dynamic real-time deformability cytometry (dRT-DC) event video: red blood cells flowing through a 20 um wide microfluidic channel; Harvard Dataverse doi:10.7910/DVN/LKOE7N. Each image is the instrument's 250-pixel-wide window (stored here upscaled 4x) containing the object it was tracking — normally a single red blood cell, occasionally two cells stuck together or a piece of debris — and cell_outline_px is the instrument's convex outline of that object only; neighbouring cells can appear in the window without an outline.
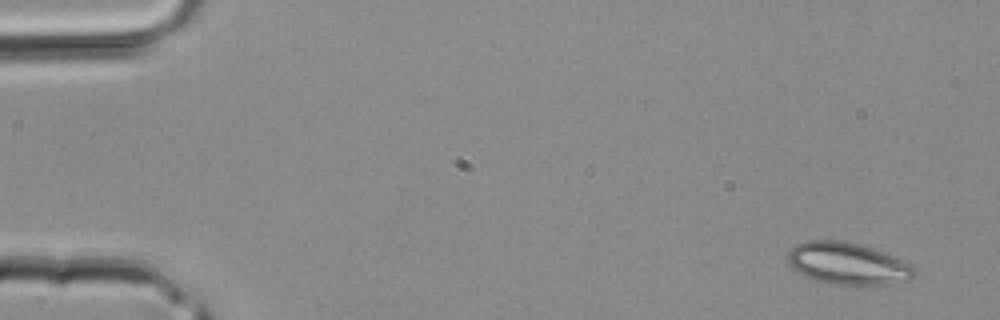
{"species": "common noctule bat (a hibernating species)", "species_latin": "Nyctalus noctula", "temperature_condition": "room temperature", "stored_images_in_passage": 3, "camera_frame_rate_fps": 3000, "um_per_image_px": 0.085, "animal": {"sex": "male", "body_mass_g": 20.4}, "frame": {"image": 1, "passage_image": 1, "time_ms": 0.0, "image_size_px": [1000, 320], "cell_outline_px": [[916, 272], [908, 280], [888, 284], [856, 288], [832, 284], [816, 280], [804, 276], [792, 268], [788, 264], [788, 252], [796, 244], [808, 240], [844, 240], [860, 244], [884, 252], [908, 264]], "centroid_in_image_um": [72.01, 22.43], "position_along_channel_um": 13.0, "area_um2": 31.44}}